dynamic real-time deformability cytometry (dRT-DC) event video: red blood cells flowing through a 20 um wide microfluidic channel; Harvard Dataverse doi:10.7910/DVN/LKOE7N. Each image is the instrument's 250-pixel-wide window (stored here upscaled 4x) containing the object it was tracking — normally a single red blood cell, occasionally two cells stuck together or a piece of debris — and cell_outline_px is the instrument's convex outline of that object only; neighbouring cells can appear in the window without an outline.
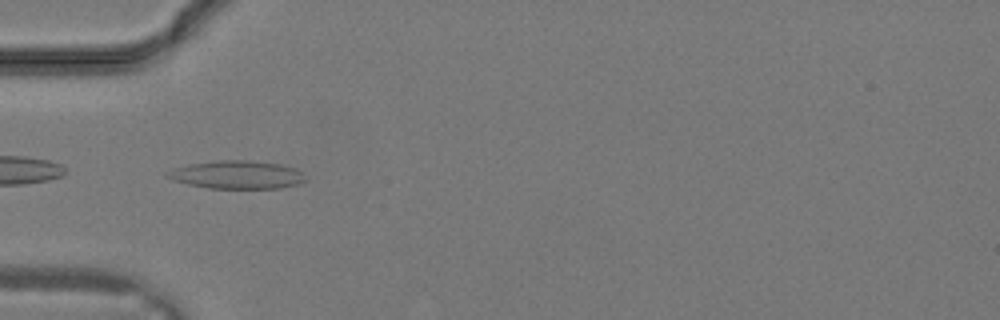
{"species": "common noctule bat (a hibernating species)", "species_latin": "Nyctalus noctula", "temperature_condition": "warm", "stored_images_in_passage": 31, "camera_frame_rate_fps": 3000, "um_per_image_px": 0.085, "animal": {"sex": "male", "body_mass_g": 19.2, "forearm_length_mm": 51.8}, "frame": {"image": 1, "passage_image": 10, "time_ms": 3.0, "image_size_px": [1000, 320], "cell_outline_px": [[308, 176], [300, 184], [280, 188], [208, 188], [188, 184], [172, 180], [164, 176], [164, 172], [172, 168], [192, 164], [216, 160], [248, 160], [280, 164], [296, 168]], "centroid_in_image_um": [20.14, 14.85], "position_along_channel_um": 64.9, "area_um2": 22.83}}
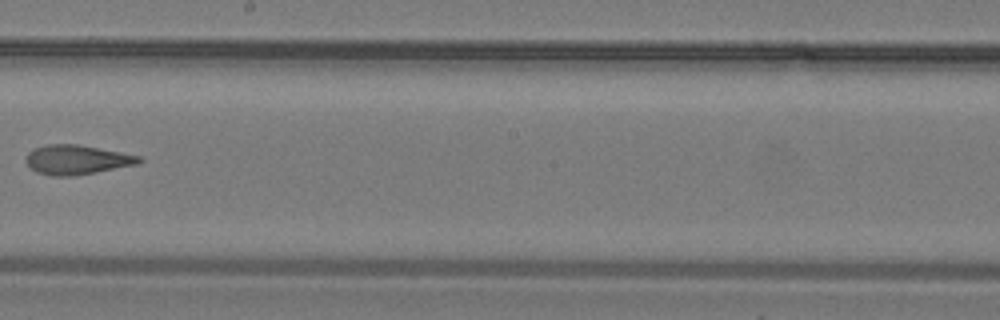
{"frame": {"image": 2, "passage_image": 18, "time_ms": 5.667, "image_size_px": [1000, 320], "cell_outline_px": [[144, 160], [140, 164], [96, 172], [72, 176], [52, 176], [36, 172], [24, 160], [28, 152], [36, 148], [48, 144], [76, 144], [120, 152], [140, 156]], "centroid_in_image_um": [6.55, 13.58], "position_along_channel_um": 241.7, "area_um2": 19.36}}
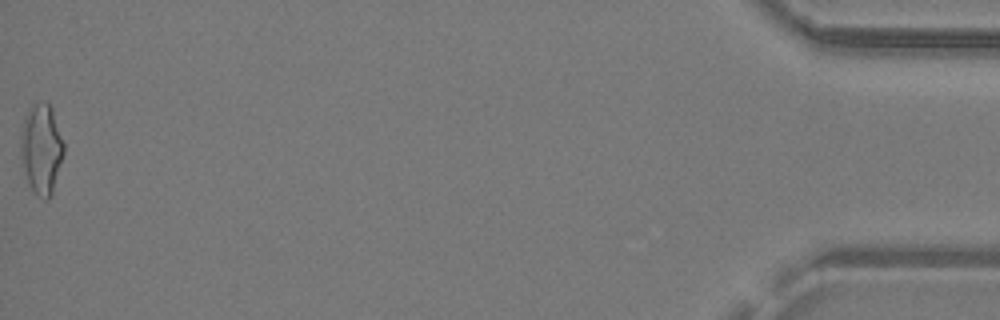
{"frame": {"image": 3, "passage_image": 31, "time_ms": 10.0, "image_size_px": [1000, 320], "cell_outline_px": [[64, 152], [52, 196], [48, 200], [44, 200], [36, 196], [28, 180], [20, 156], [20, 136], [24, 116], [36, 104], [48, 100], [52, 108], [64, 144]], "centroid_in_image_um": [3.53, 12.68], "position_along_channel_um": 431.7, "area_um2": 22.66}}